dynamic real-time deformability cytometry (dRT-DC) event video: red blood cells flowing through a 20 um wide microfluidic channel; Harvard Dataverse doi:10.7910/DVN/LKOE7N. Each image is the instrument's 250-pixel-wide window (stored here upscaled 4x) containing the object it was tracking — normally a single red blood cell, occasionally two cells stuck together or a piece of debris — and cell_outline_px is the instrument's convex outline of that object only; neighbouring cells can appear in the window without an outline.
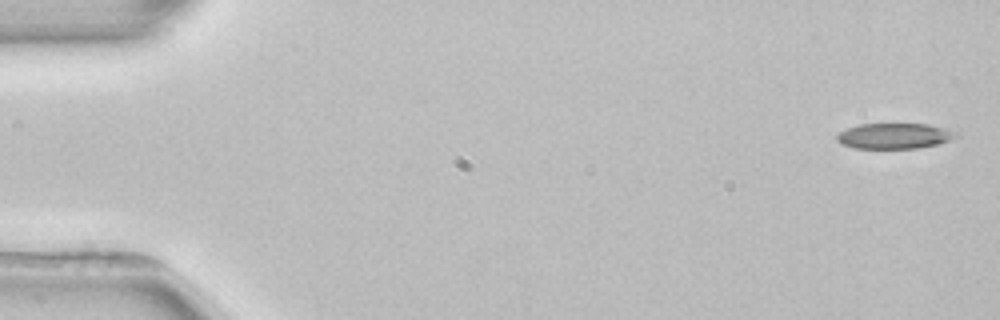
{"species": "common noctule bat (a hibernating species)", "species_latin": "Nyctalus noctula", "temperature_condition": "room temperature", "stored_images_in_passage": 4, "camera_frame_rate_fps": 3000, "um_per_image_px": 0.085, "animal": {"sex": "female", "body_mass_g": 22.7, "forearm_length_mm": 54.2}, "frame": {"image": 1, "passage_image": 1, "time_ms": 0.0, "image_size_px": [1000, 320], "cell_outline_px": [[960, 132], [952, 140], [920, 148], [856, 148], [840, 144], [836, 140], [836, 136], [840, 132], [848, 128], [860, 124], [928, 124]], "centroid_in_image_um": [76.04, 11.55], "position_along_channel_um": 9.0, "area_um2": 17.74}}
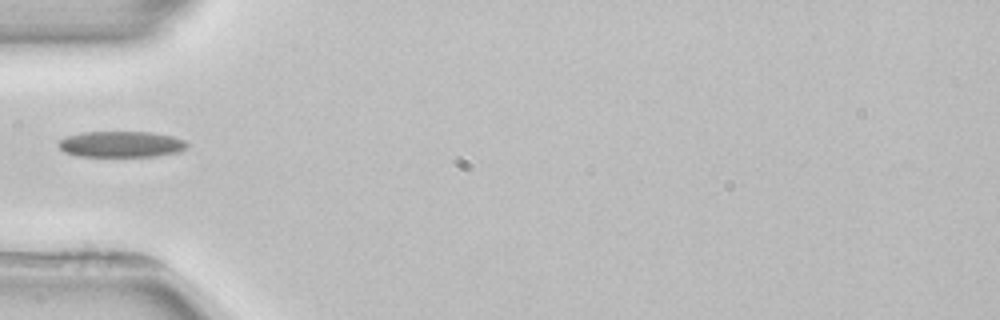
{"frame": {"image": 2, "passage_image": 4, "time_ms": 5.333, "image_size_px": [1000, 320], "cell_outline_px": [[188, 148], [176, 152], [156, 156], [76, 156], [64, 152], [56, 144], [60, 140], [68, 136], [84, 132], [152, 132], [172, 136], [184, 140], [188, 144]], "centroid_in_image_um": [10.29, 12.26], "position_along_channel_um": 74.7, "area_um2": 19.48}}